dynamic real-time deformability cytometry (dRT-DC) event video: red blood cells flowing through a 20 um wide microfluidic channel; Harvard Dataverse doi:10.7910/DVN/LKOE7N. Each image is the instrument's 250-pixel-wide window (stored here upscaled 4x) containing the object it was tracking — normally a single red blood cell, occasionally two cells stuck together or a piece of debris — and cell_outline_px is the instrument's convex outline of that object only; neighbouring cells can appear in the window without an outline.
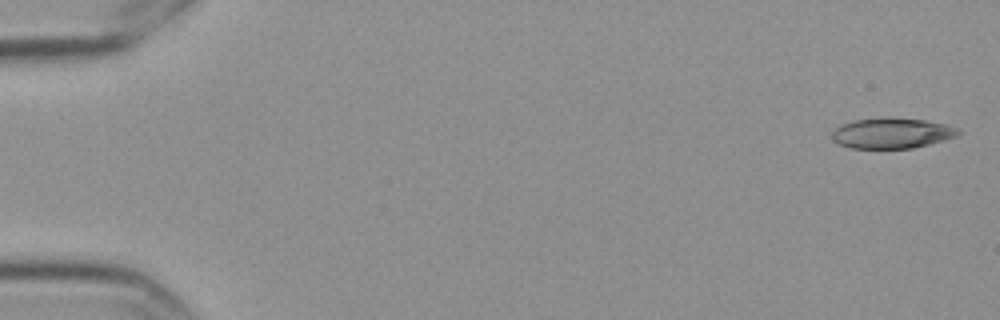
{"species": "Egyptian fruit bat (a non-hibernating species)", "species_latin": "Rousettus aegyptiacus", "temperature_condition": "cold", "stored_images_in_passage": 7, "camera_frame_rate_fps": 3000, "um_per_image_px": 0.085, "frame": {"image": 1, "passage_image": 1, "time_ms": 0.0, "image_size_px": [1000, 320], "cell_outline_px": [[960, 132], [956, 136], [944, 140], [912, 148], [852, 148], [840, 144], [832, 140], [832, 132], [840, 124], [852, 120], [888, 116], [892, 116], [924, 120], [944, 124]], "centroid_in_image_um": [75.73, 11.3], "position_along_channel_um": 9.3, "area_um2": 22.43}}
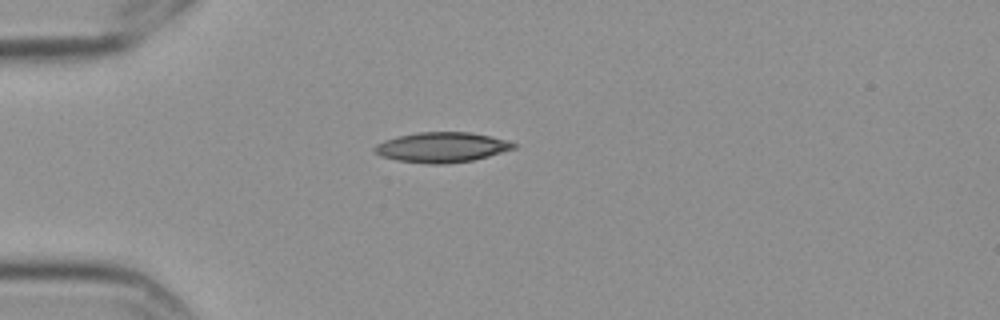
{"frame": {"image": 2, "passage_image": 5, "time_ms": 1.333, "image_size_px": [1000, 320], "cell_outline_px": [[516, 148], [488, 156], [472, 160], [444, 164], [428, 164], [396, 160], [380, 156], [372, 148], [376, 144], [384, 140], [396, 136], [416, 132], [468, 132], [488, 136], [504, 140], [516, 144]], "centroid_in_image_um": [37.49, 12.52], "position_along_channel_um": 47.5, "area_um2": 24.28}}
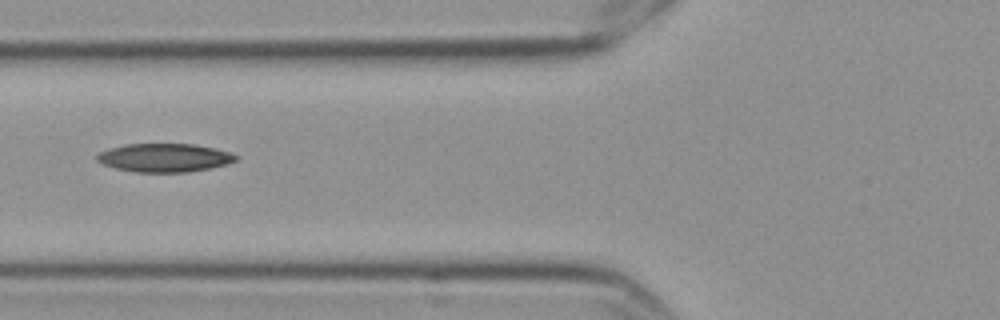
{"frame": {"image": 3, "passage_image": 7, "time_ms": 2.0, "image_size_px": [1000, 320], "cell_outline_px": [[240, 156], [236, 160], [228, 164], [212, 168], [188, 172], [136, 172], [116, 168], [104, 164], [96, 160], [96, 156], [100, 152], [108, 148], [124, 144], [196, 144], [216, 148]], "centroid_in_image_um": [14.01, 13.4], "position_along_channel_um": 111.8, "area_um2": 23.18}}